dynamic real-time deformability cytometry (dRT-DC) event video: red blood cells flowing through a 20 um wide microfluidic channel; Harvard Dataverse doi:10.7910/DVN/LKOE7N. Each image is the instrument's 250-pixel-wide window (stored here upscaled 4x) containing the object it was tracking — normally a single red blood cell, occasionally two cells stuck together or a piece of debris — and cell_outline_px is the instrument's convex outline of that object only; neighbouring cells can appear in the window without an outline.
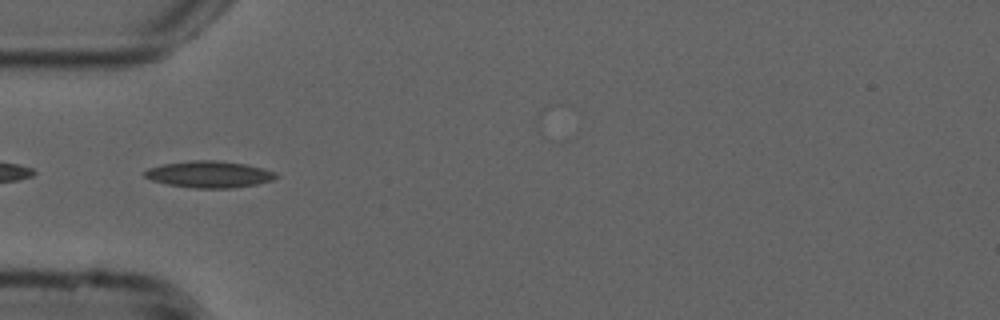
{"species": "common noctule bat (a hibernating species)", "species_latin": "Nyctalus noctula", "temperature_condition": "cold", "stored_images_in_passage": 37, "camera_frame_rate_fps": 3000, "um_per_image_px": 0.085, "animal": {"sex": "male", "forearm_length_mm": 52.5}, "frame": {"image": 1, "passage_image": 7, "time_ms": 2.0, "image_size_px": [1000, 320], "cell_outline_px": [[280, 176], [272, 180], [256, 184], [232, 188], [192, 188], [168, 184], [152, 180], [144, 176], [144, 172], [148, 168], [164, 164], [192, 160], [216, 160], [244, 164], [276, 172]], "centroid_in_image_um": [17.79, 14.82], "position_along_channel_um": 67.2, "area_um2": 20.23}}
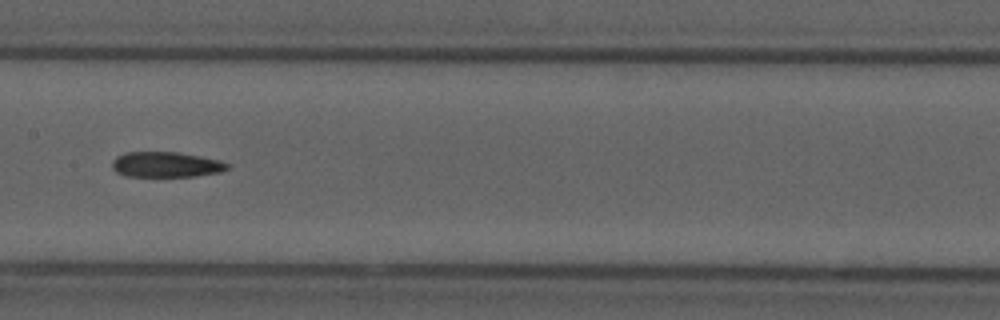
{"frame": {"image": 2, "passage_image": 17, "time_ms": 5.333, "image_size_px": [1000, 320], "cell_outline_px": [[232, 164], [228, 168], [220, 172], [196, 176], [128, 176], [116, 172], [112, 168], [112, 160], [116, 156], [124, 152], [180, 152], [220, 160]], "centroid_in_image_um": [14.12, 13.98], "position_along_channel_um": 193.3, "area_um2": 17.17}}
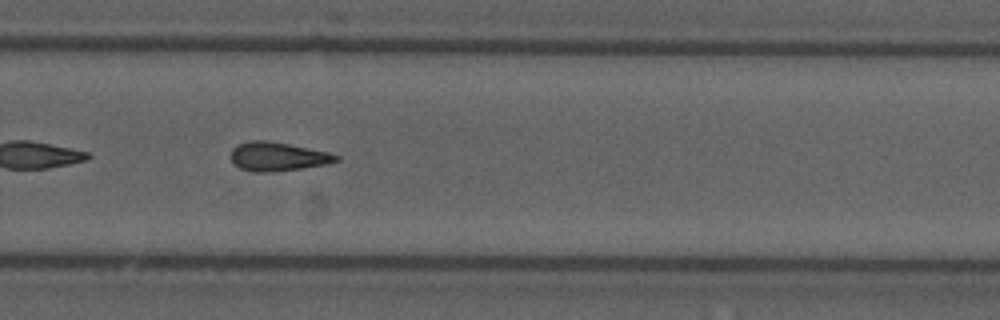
{"frame": {"image": 3, "passage_image": 26, "time_ms": 8.333, "image_size_px": [1000, 320], "cell_outline_px": [[340, 160], [328, 164], [300, 168], [268, 172], [252, 172], [240, 168], [232, 164], [232, 148], [236, 144], [248, 140], [268, 140], [328, 152], [340, 156]], "centroid_in_image_um": [23.58, 13.3], "position_along_channel_um": 306.2, "area_um2": 17.74}, "authors_computed_cell_mechanics": {"area_um2": 17.5712, "velocity_mm_per_s": 3.7767, "shape_relaxation_time_tau1_ms": null, "shape_relaxation_time_tau2_ms": 10.6114, "deformation_change_tau1": null, "deformation_change_tau2": 0.2615}}